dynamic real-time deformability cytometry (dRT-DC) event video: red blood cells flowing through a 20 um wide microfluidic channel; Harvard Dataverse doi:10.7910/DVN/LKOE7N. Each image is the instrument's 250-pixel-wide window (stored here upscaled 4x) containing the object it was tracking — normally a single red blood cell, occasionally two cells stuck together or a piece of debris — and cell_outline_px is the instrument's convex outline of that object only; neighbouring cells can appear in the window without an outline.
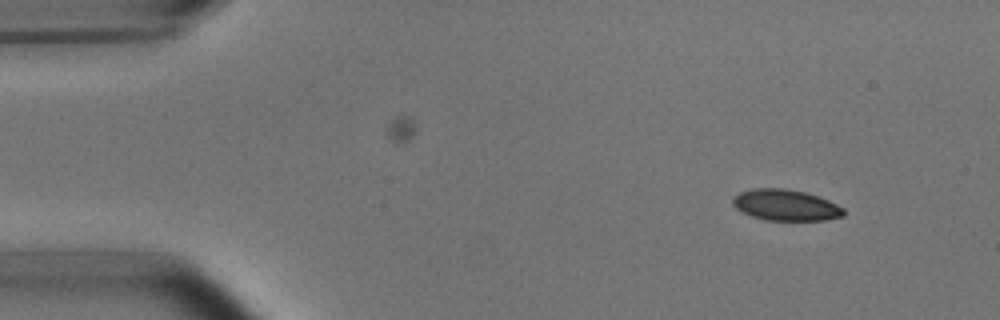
{"species": "common noctule bat (a hibernating species)", "species_latin": "Nyctalus noctula", "temperature_condition": "room temperature", "stored_images_in_passage": 48, "camera_frame_rate_fps": 3000, "um_per_image_px": 0.085, "animal": {"sex": "male", "body_mass_g": 15.6}, "frame": {"image": 1, "passage_image": 1, "time_ms": 0.0, "image_size_px": [1000, 320], "cell_outline_px": [[844, 216], [824, 220], [768, 220], [752, 216], [736, 208], [732, 204], [732, 196], [740, 192], [752, 188], [788, 188], [804, 192], [828, 200], [844, 208]], "centroid_in_image_um": [66.76, 17.42], "position_along_channel_um": 18.2, "area_um2": 20.06}}
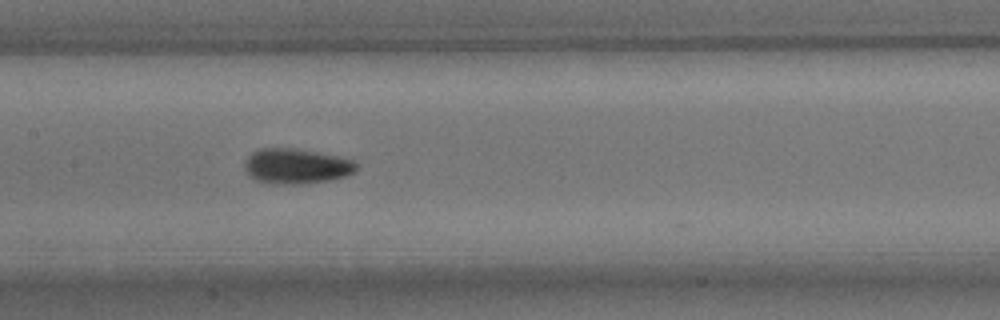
{"frame": {"image": 2, "passage_image": 21, "time_ms": 6.667, "image_size_px": [1000, 320], "cell_outline_px": [[360, 168], [356, 172], [344, 176], [328, 180], [304, 184], [272, 184], [256, 180], [248, 176], [244, 168], [244, 164], [248, 156], [252, 152], [260, 148], [296, 148], [336, 156], [352, 160]], "centroid_in_image_um": [25.16, 14.13], "position_along_channel_um": 182.2, "area_um2": 23.06}}
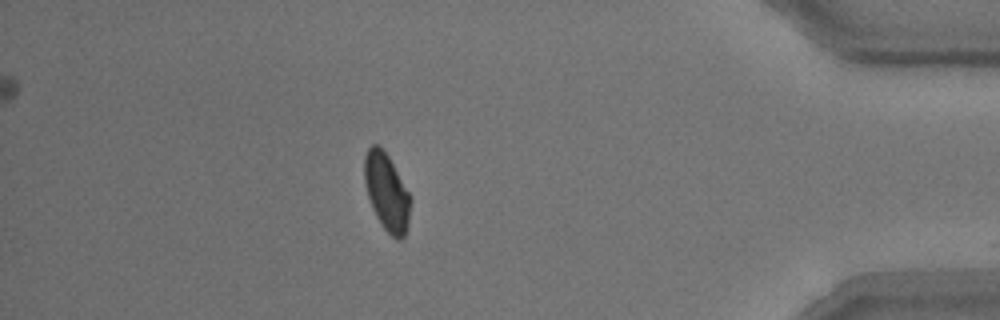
{"frame": {"image": 3, "passage_image": 42, "time_ms": 13.667, "image_size_px": [1000, 320], "cell_outline_px": [[412, 200], [408, 224], [404, 236], [400, 240], [396, 240], [384, 228], [376, 216], [372, 208], [364, 184], [364, 156], [368, 148], [372, 144], [376, 144], [388, 156], [412, 196]], "centroid_in_image_um": [32.88, 16.34], "position_along_channel_um": 402.3, "area_um2": 20.87}, "authors_computed_cell_mechanics": {"area_um2": 21.0103, "velocity_mm_per_s": 3.7662, "shape_relaxation_time_tau1_ms": 3.3892, "shape_relaxation_time_tau2_ms": 1.8797, "deformation_change_tau1": 0.1025, "deformation_change_tau2": 0.0564}}